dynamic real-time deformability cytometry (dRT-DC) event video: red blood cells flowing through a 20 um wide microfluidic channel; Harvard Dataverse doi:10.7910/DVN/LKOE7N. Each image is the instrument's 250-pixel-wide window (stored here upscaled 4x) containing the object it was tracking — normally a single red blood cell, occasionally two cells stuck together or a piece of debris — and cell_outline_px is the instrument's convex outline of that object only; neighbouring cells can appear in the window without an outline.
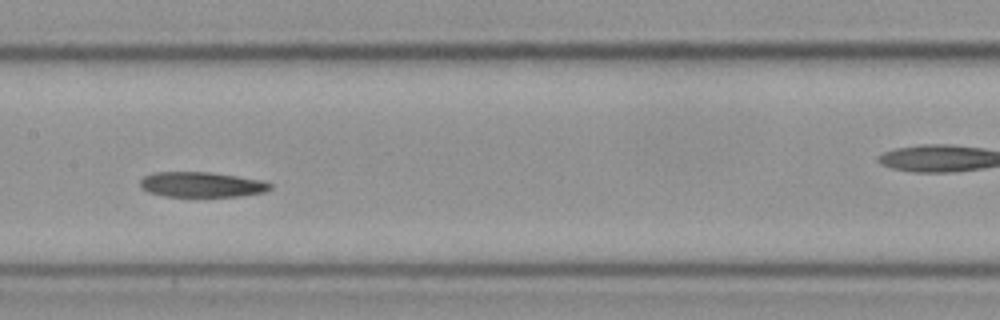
{"species": "Egyptian fruit bat (a non-hibernating species)", "species_latin": "Rousettus aegyptiacus", "temperature_condition": "cold", "stored_images_in_passage": 15, "camera_frame_rate_fps": 3000, "um_per_image_px": 0.085, "frame": {"image": 1, "passage_image": 7, "time_ms": 2.0, "image_size_px": [1000, 320], "cell_outline_px": [[272, 188], [264, 192], [240, 196], [164, 196], [148, 192], [140, 188], [140, 180], [144, 176], [152, 172], [212, 172], [260, 180], [272, 184]], "centroid_in_image_um": [17.1, 15.68], "position_along_channel_um": 190.3, "area_um2": 19.07}}